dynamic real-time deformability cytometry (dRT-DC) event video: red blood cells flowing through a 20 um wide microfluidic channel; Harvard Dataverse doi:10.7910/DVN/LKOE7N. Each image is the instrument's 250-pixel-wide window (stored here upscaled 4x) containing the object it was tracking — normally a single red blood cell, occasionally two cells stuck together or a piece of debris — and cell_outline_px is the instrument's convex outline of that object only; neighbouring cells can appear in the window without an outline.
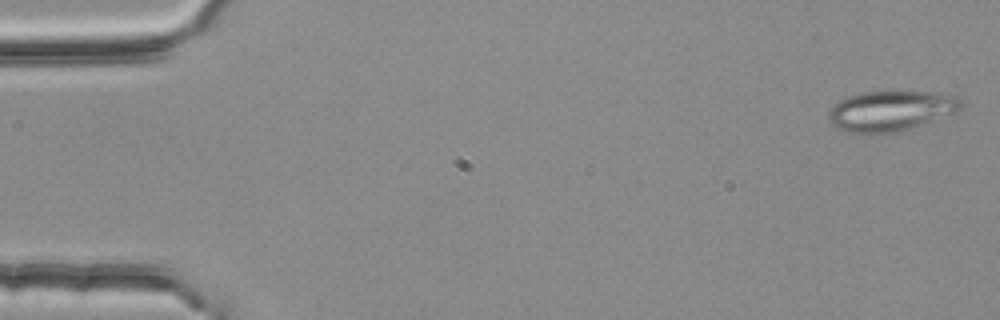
{"species": "common noctule bat (a hibernating species)", "species_latin": "Nyctalus noctula", "temperature_condition": "room temperature", "stored_images_in_passage": 4, "camera_frame_rate_fps": 3000, "um_per_image_px": 0.085, "animal": {"sex": "female", "body_mass_g": 25.1}, "frame": {"image": 1, "passage_image": 1, "time_ms": 0.0, "image_size_px": [1000, 320], "cell_outline_px": [[960, 108], [956, 112], [896, 132], [872, 136], [848, 132], [836, 128], [832, 124], [828, 116], [828, 112], [840, 100], [848, 96], [860, 92], [884, 88], [892, 88], [936, 92], [956, 96], [960, 100]], "centroid_in_image_um": [75.66, 9.38], "position_along_channel_um": 9.3, "area_um2": 32.19}}